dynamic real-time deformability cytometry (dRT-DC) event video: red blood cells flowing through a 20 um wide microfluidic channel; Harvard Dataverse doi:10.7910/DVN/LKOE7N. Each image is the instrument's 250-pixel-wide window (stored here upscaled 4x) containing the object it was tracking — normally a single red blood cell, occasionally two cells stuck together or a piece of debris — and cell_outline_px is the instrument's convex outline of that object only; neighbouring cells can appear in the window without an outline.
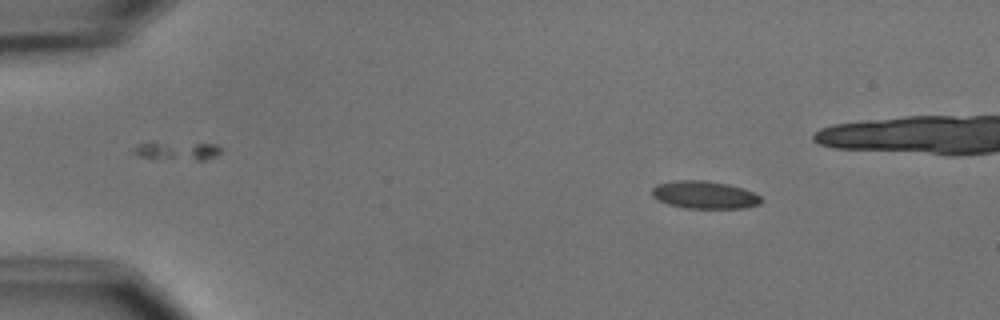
{"species": "common noctule bat (a hibernating species)", "species_latin": "Nyctalus noctula", "temperature_condition": "cold", "stored_images_in_passage": 4, "camera_frame_rate_fps": 3000, "um_per_image_px": 0.085, "animal": {"sex": "male", "body_mass_g": 15.6}, "frame": {"image": 1, "passage_image": 1, "time_ms": 0.0, "image_size_px": [1000, 320], "cell_outline_px": [[764, 200], [760, 204], [744, 208], [684, 208], [668, 204], [652, 196], [652, 188], [656, 184], [676, 180], [704, 180], [728, 184], [752, 192], [760, 196]], "centroid_in_image_um": [59.88, 16.56], "position_along_channel_um": 25.1, "area_um2": 17.57}}